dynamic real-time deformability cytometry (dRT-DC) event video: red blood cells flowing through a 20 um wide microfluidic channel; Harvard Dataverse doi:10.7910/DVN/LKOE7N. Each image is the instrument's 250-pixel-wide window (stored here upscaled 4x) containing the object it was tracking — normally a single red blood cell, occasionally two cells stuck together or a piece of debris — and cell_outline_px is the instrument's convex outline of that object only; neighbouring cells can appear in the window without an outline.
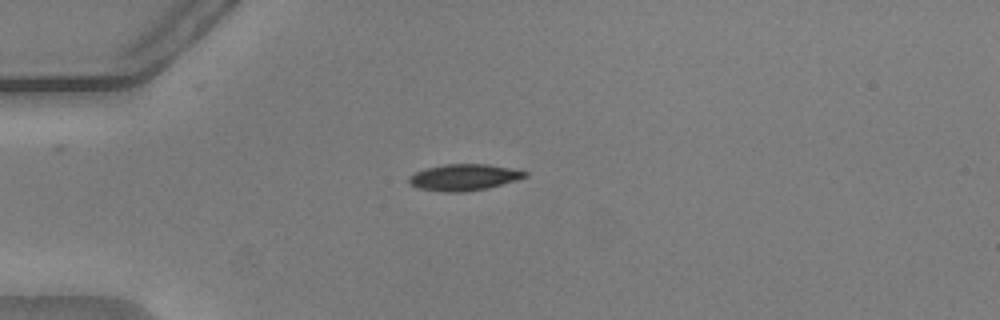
{"species": "common noctule bat (a hibernating species)", "species_latin": "Nyctalus noctula", "temperature_condition": "warm", "stored_images_in_passage": 42, "camera_frame_rate_fps": 3000, "um_per_image_px": 0.085, "animal": {"sex": "male", "body_mass_g": 20.5, "forearm_length_mm": 52.5}, "frame": {"image": 1, "passage_image": 2, "time_ms": 0.333, "image_size_px": [1000, 320], "cell_outline_px": [[528, 176], [516, 180], [488, 188], [464, 192], [444, 192], [420, 188], [408, 184], [408, 176], [416, 172], [428, 168], [444, 164], [488, 164], [512, 168], [528, 172]], "centroid_in_image_um": [39.44, 15.07], "position_along_channel_um": 45.6, "area_um2": 17.86}}
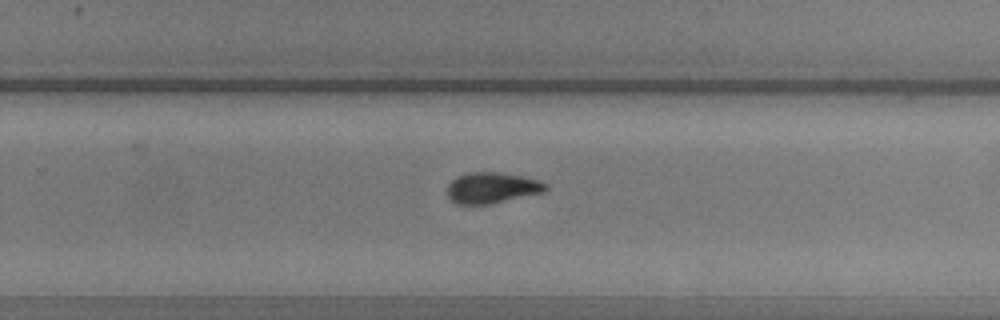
{"frame": {"image": 2, "passage_image": 23, "time_ms": 7.333, "image_size_px": [1000, 320], "cell_outline_px": [[548, 188], [544, 192], [492, 204], [456, 204], [448, 196], [448, 184], [456, 176], [468, 172], [500, 172], [520, 176], [536, 180], [548, 184]], "centroid_in_image_um": [41.81, 15.96], "position_along_channel_um": 288.0, "area_um2": 17.74}}
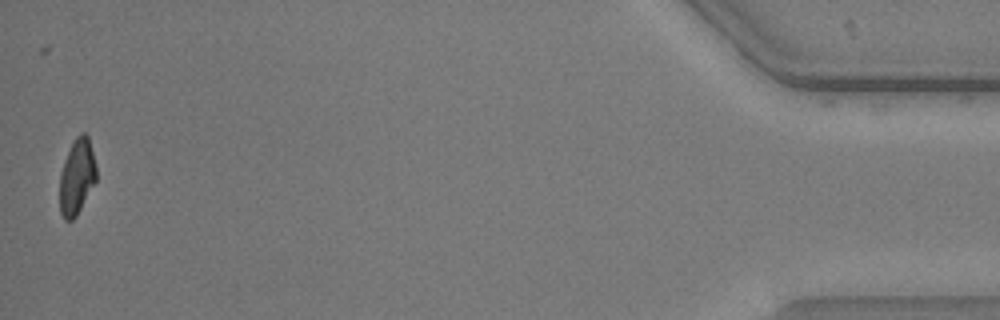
{"frame": {"image": 3, "passage_image": 41, "time_ms": 13.333, "image_size_px": [1000, 320], "cell_outline_px": [[96, 180], [76, 216], [72, 220], [64, 220], [60, 212], [60, 172], [64, 160], [76, 136], [80, 132], [84, 132], [88, 136], [96, 168]], "centroid_in_image_um": [6.52, 15.02], "position_along_channel_um": 428.7, "area_um2": 15.9}, "authors_computed_cell_mechanics": {"area_um2": 17.7735, "velocity_mm_per_s": 3.7834, "shape_relaxation_time_tau1_ms": 3.0504, "shape_relaxation_time_tau2_ms": 2.4764, "deformation_change_tau1": 0.1444, "deformation_change_tau2": 0.0798}}